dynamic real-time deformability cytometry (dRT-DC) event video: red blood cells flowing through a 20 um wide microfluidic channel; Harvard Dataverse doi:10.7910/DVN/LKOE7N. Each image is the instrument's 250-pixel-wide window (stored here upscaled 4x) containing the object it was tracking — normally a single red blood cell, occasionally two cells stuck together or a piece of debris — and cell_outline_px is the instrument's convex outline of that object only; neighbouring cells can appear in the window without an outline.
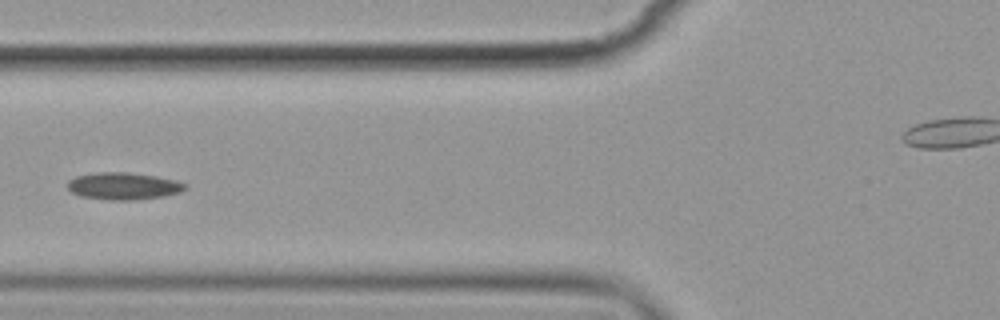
{"species": "common noctule bat (a hibernating species)", "species_latin": "Nyctalus noctula", "temperature_condition": "cold", "stored_images_in_passage": 10, "segment_of_instrument_passage": [1, 2], "camera_frame_rate_fps": 3000, "um_per_image_px": 0.085, "animal": {"sex": "female", "body_mass_g": 19.9}, "frame": {"image": 1, "passage_image": 7, "time_ms": 7.0, "image_size_px": [1000, 320], "cell_outline_px": [[188, 188], [180, 192], [164, 196], [136, 200], [108, 200], [80, 196], [72, 192], [68, 188], [68, 180], [76, 176], [96, 172], [128, 172], [156, 176], [176, 180], [188, 184]], "centroid_in_image_um": [10.52, 15.81], "position_along_channel_um": 115.3, "area_um2": 18.79}}
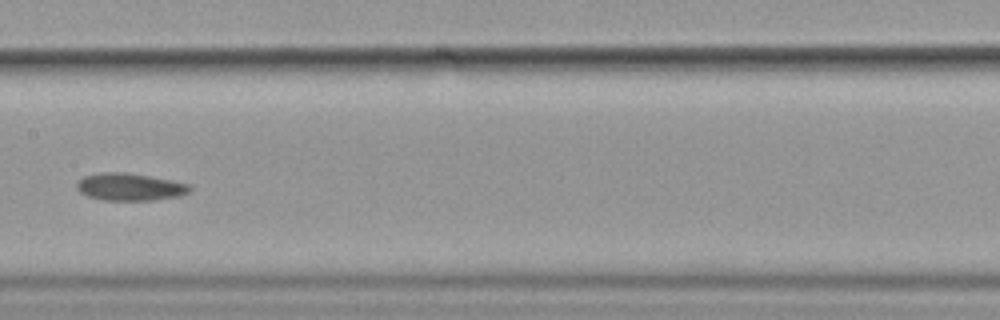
{"frame": {"image": 2, "passage_image": 9, "time_ms": 9.333, "image_size_px": [1000, 320], "cell_outline_px": [[192, 192], [180, 196], [152, 200], [104, 200], [88, 196], [80, 192], [76, 188], [76, 184], [84, 176], [104, 172], [124, 172], [172, 180], [192, 184]], "centroid_in_image_um": [11.1, 15.89], "position_along_channel_um": 196.3, "area_um2": 18.09}}